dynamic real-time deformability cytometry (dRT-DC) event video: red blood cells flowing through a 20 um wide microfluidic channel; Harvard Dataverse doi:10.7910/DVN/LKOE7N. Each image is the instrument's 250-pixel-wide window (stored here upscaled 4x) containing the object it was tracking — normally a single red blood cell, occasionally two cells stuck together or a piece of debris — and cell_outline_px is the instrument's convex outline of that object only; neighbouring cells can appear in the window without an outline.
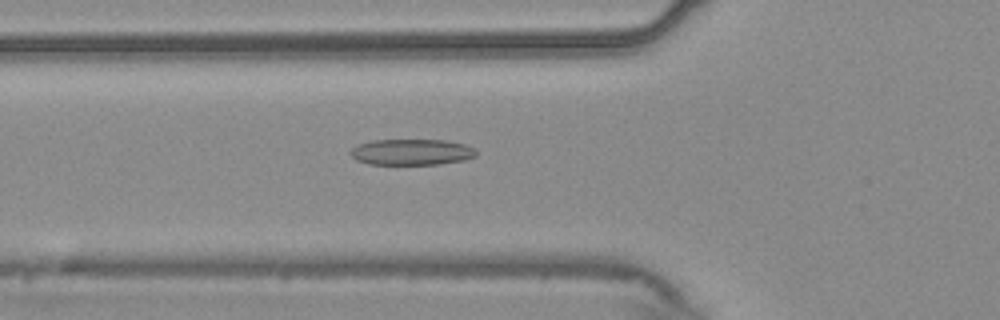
{"species": "common noctule bat (a hibernating species)", "species_latin": "Nyctalus noctula", "temperature_condition": "warm", "stored_images_in_passage": 45, "camera_frame_rate_fps": 3000, "um_per_image_px": 0.085, "animal": {"sex": "male", "body_mass_g": 20.4}, "frame": {"image": 1, "passage_image": 10, "time_ms": 3.0, "image_size_px": [1000, 320], "cell_outline_px": [[476, 156], [464, 160], [440, 164], [368, 164], [356, 160], [348, 152], [352, 148], [360, 144], [372, 140], [448, 140], [464, 144], [472, 148], [476, 152]], "centroid_in_image_um": [34.97, 12.92], "position_along_channel_um": 90.8, "area_um2": 19.02}}
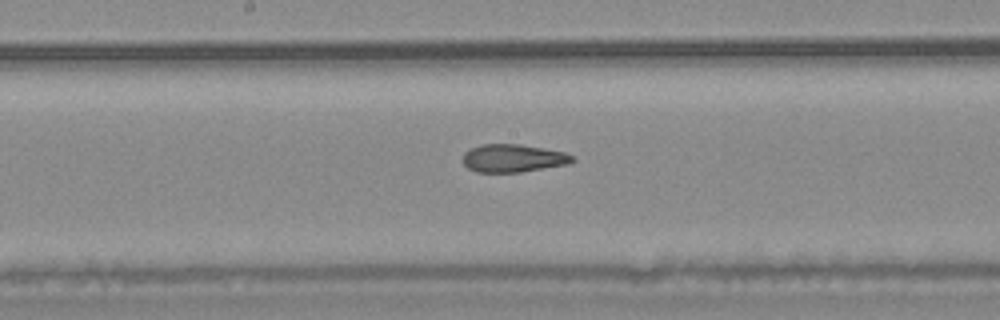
{"frame": {"image": 2, "passage_image": 19, "time_ms": 6.0, "image_size_px": [1000, 320], "cell_outline_px": [[576, 160], [568, 164], [520, 172], [476, 172], [468, 168], [460, 160], [464, 152], [480, 144], [520, 144], [544, 148], [564, 152], [572, 156]], "centroid_in_image_um": [43.57, 13.44], "position_along_channel_um": 204.6, "area_um2": 17.92}}
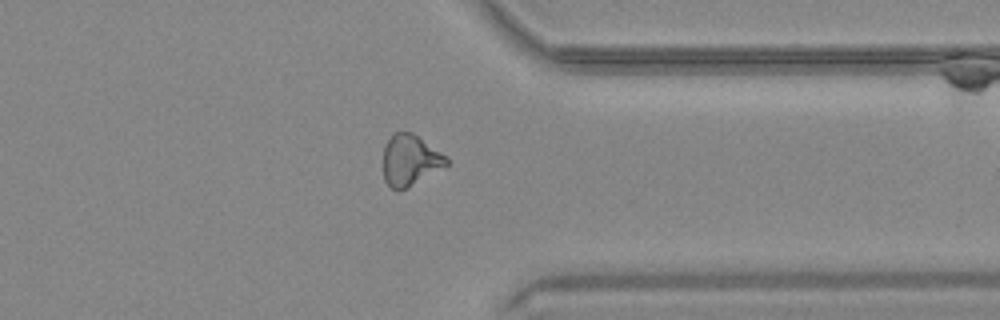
{"frame": {"image": 3, "passage_image": 33, "time_ms": 10.667, "image_size_px": [1000, 320], "cell_outline_px": [[452, 164], [396, 192], [384, 180], [384, 148], [388, 140], [396, 132], [412, 132], [444, 156]], "centroid_in_image_um": [34.86, 13.63], "position_along_channel_um": 376.5, "area_um2": 18.32}}